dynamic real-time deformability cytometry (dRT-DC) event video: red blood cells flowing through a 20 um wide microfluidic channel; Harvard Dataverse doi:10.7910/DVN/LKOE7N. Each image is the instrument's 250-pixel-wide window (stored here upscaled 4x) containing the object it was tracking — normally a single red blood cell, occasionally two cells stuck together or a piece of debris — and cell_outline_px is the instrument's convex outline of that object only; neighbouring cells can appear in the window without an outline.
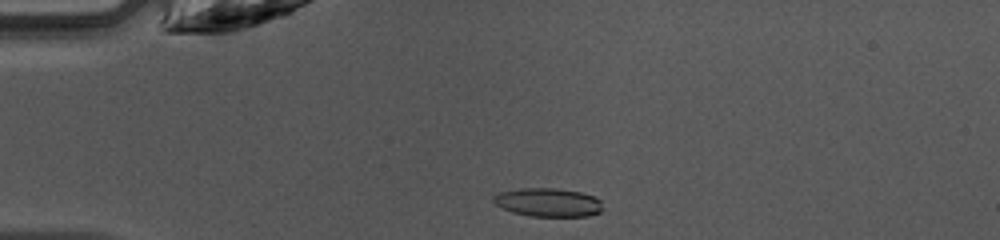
{"species": "common noctule bat (a hibernating species)", "species_latin": "Nyctalus noctula", "temperature_condition": "warm", "stored_images_in_passage": 37, "camera_frame_rate_fps": 3000, "um_per_image_px": 0.085, "animal": {"sex": "female", "body_mass_g": 10.0, "forearm_length_mm": 53.1}, "frame": {"image": 1, "passage_image": 1, "time_ms": 0.0, "image_size_px": [1000, 240], "cell_outline_px": [[600, 212], [588, 216], [532, 216], [512, 212], [496, 204], [492, 200], [492, 196], [500, 192], [520, 188], [556, 188], [580, 192], [596, 196], [600, 200]], "centroid_in_image_um": [46.58, 17.19], "position_along_channel_um": 38.4, "area_um2": 18.09}}
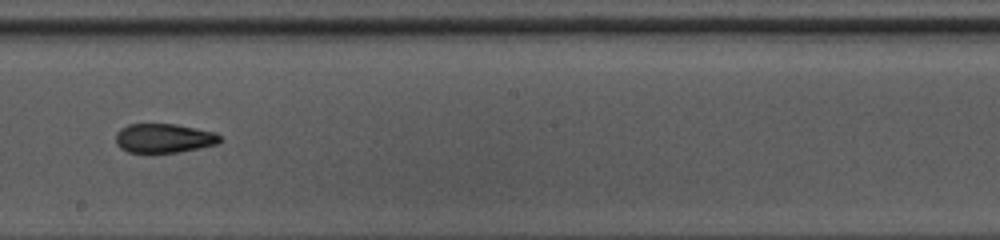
{"frame": {"image": 2, "passage_image": 17, "time_ms": 5.333, "image_size_px": [1000, 240], "cell_outline_px": [[224, 140], [216, 144], [200, 148], [180, 152], [128, 152], [120, 148], [116, 144], [116, 132], [120, 128], [128, 124], [176, 124], [216, 132]], "centroid_in_image_um": [13.94, 11.74], "position_along_channel_um": 234.3, "area_um2": 17.86}}
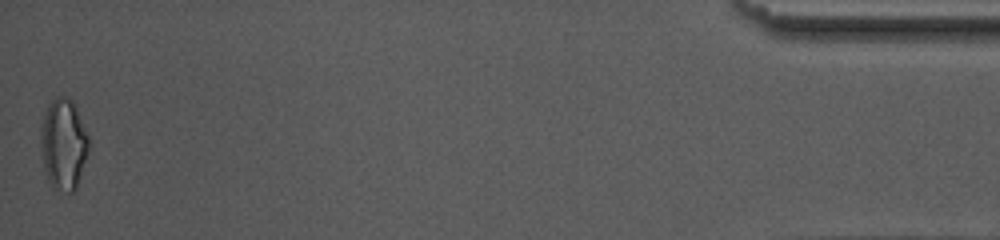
{"frame": {"image": 3, "passage_image": 37, "time_ms": 12.0, "image_size_px": [1000, 240], "cell_outline_px": [[88, 152], [76, 188], [72, 192], [68, 192], [52, 188], [48, 184], [44, 168], [40, 140], [40, 128], [48, 104], [56, 96], [64, 96], [72, 100], [76, 108], [88, 136]], "centroid_in_image_um": [5.37, 12.27], "position_along_channel_um": 429.8, "area_um2": 25.37}, "authors_computed_cell_mechanics": {"area_um2": 18.207, "velocity_mm_per_s": 4.2424, "shape_relaxation_time_tau1_ms": null, "shape_relaxation_time_tau2_ms": 4.866, "deformation_change_tau1": null, "deformation_change_tau2": 0.1105}}